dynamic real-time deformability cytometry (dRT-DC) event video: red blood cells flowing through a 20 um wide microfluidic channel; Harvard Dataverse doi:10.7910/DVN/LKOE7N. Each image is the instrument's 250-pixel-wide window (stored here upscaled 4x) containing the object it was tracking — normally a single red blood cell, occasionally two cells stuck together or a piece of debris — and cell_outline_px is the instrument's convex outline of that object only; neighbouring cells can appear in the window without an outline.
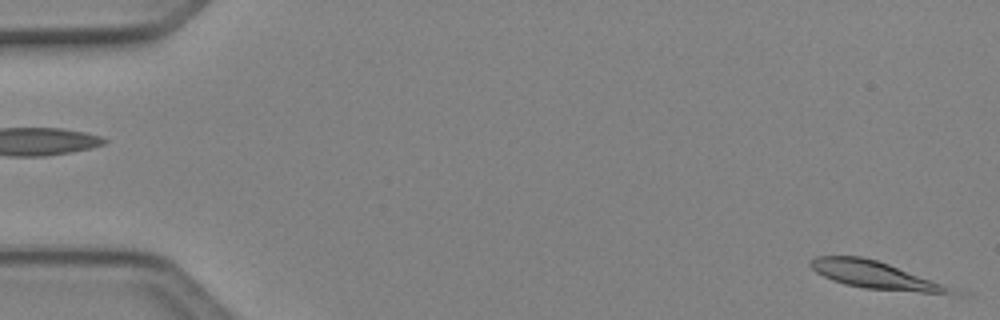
{"species": "Egyptian fruit bat (a non-hibernating species)", "species_latin": "Rousettus aegyptiacus", "temperature_condition": "cold", "stored_images_in_passage": 15, "camera_frame_rate_fps": 3000, "um_per_image_px": 0.085, "animal": {"sex": "female"}, "frame": {"image": 1, "passage_image": 1, "time_ms": 0.0, "image_size_px": [1000, 320], "cell_outline_px": [[972, 292], [960, 296], [864, 288], [844, 284], [832, 280], [816, 272], [808, 264], [816, 256], [860, 256], [876, 260]], "centroid_in_image_um": [74.71, 23.45], "position_along_channel_um": 10.3, "area_um2": 23.52}}